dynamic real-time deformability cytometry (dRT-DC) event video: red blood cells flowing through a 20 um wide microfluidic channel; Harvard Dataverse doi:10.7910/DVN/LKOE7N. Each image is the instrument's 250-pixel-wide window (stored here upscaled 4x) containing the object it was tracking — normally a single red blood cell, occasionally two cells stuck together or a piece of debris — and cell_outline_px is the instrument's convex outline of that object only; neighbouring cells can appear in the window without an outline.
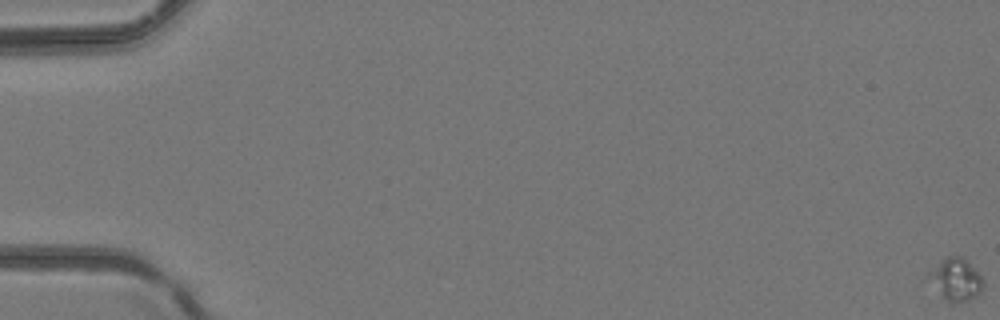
{"species": "common noctule bat (a hibernating species)", "species_latin": "Nyctalus noctula", "temperature_condition": "room temperature", "stored_images_in_passage": 52, "camera_frame_rate_fps": 3000, "um_per_image_px": 0.085, "animal": {"sex": "female", "body_mass_g": 24.6, "forearm_length_mm": 56.2}, "frame": {"image": 1, "passage_image": 1, "time_ms": 0.0, "image_size_px": [1000, 320], "cell_outline_px": [[984, 288], [976, 296], [968, 300], [952, 304], [920, 280], [928, 272], [948, 256], [964, 256], [984, 280]], "centroid_in_image_um": [81.15, 23.78], "position_along_channel_um": 3.8, "area_um2": 14.1}}
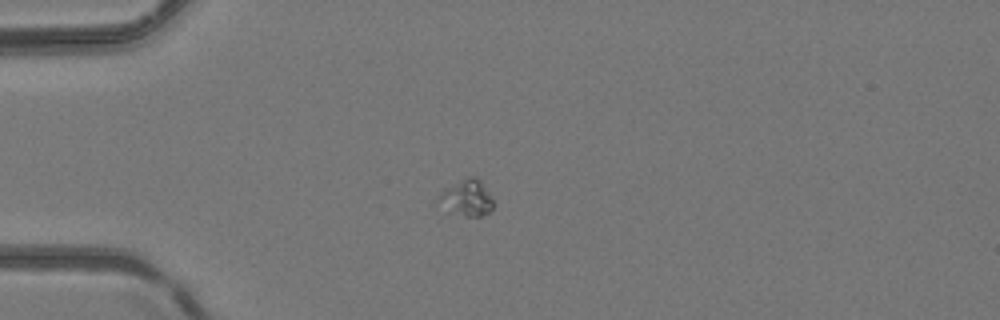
{"frame": {"image": 2, "passage_image": 16, "time_ms": 5.0, "image_size_px": [1000, 320], "cell_outline_px": [[492, 208], [488, 212], [480, 216], [468, 216], [436, 200], [436, 196], [444, 188], [468, 176], [476, 176], [480, 180], [488, 192], [492, 200]], "centroid_in_image_um": [39.69, 16.74], "position_along_channel_um": 45.3, "area_um2": 10.87}}